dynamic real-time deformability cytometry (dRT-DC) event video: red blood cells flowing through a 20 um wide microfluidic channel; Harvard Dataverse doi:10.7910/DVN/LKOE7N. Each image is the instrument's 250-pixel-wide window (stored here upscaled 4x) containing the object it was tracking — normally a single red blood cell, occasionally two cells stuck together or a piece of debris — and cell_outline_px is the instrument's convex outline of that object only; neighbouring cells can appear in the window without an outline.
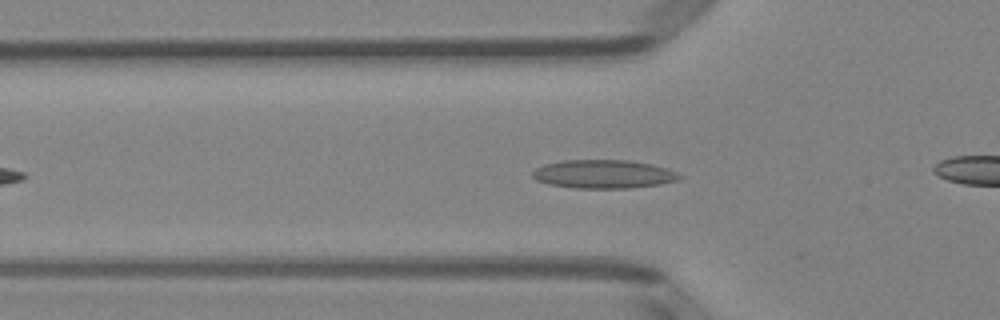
{"species": "Egyptian fruit bat (a non-hibernating species)", "species_latin": "Rousettus aegyptiacus", "temperature_condition": "room temperature", "stored_images_in_passage": 39, "camera_frame_rate_fps": 3000, "um_per_image_px": 0.085, "animal": {"sex": "female"}, "frame": {"image": 1, "passage_image": 8, "time_ms": 2.333, "image_size_px": [1000, 320], "cell_outline_px": [[684, 176], [680, 180], [660, 184], [632, 188], [576, 188], [548, 184], [536, 180], [532, 176], [532, 172], [536, 168], [544, 164], [564, 160], [628, 160], [652, 164], [668, 168]], "centroid_in_image_um": [51.34, 14.8], "position_along_channel_um": 74.5, "area_um2": 24.62}}
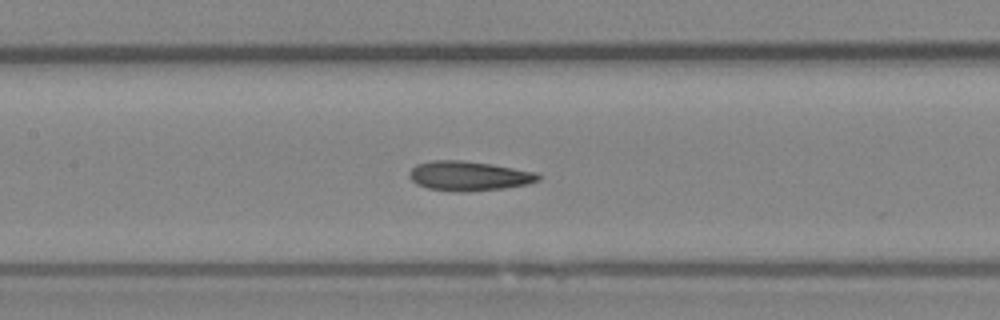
{"frame": {"image": 2, "passage_image": 15, "time_ms": 4.667, "image_size_px": [1000, 320], "cell_outline_px": [[540, 180], [528, 184], [504, 188], [464, 192], [428, 188], [416, 184], [408, 176], [408, 172], [416, 164], [432, 160], [460, 160], [492, 164], [536, 172], [540, 176]], "centroid_in_image_um": [39.84, 14.95], "position_along_channel_um": 167.6, "area_um2": 22.2}}
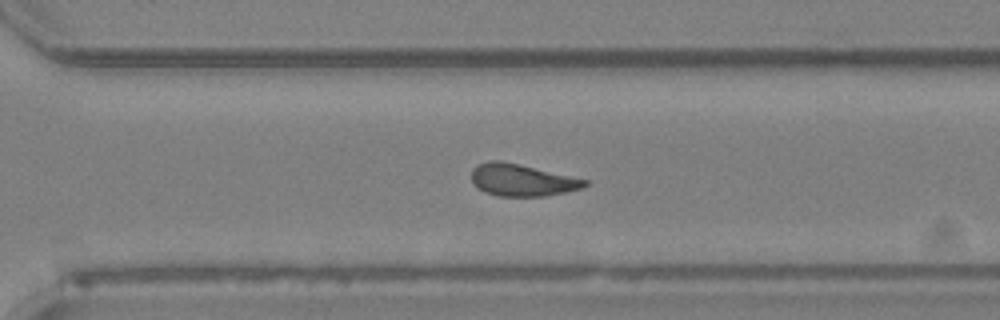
{"frame": {"image": 3, "passage_image": 27, "time_ms": 8.667, "image_size_px": [1000, 320], "cell_outline_px": [[588, 184], [580, 188], [564, 192], [544, 196], [496, 196], [484, 192], [472, 184], [472, 168], [476, 164], [488, 160], [500, 160], [520, 164], [588, 180]], "centroid_in_image_um": [44.3, 15.29], "position_along_channel_um": 326.3, "area_um2": 21.21}, "authors_computed_cell_mechanics": {"area_um2": 21.2704, "velocity_mm_per_s": 3.9768, "shape_relaxation_time_tau1_ms": 10.8242, "shape_relaxation_time_tau2_ms": 2.4435, "deformation_change_tau1": 0.2156, "deformation_change_tau2": 0.1092}}